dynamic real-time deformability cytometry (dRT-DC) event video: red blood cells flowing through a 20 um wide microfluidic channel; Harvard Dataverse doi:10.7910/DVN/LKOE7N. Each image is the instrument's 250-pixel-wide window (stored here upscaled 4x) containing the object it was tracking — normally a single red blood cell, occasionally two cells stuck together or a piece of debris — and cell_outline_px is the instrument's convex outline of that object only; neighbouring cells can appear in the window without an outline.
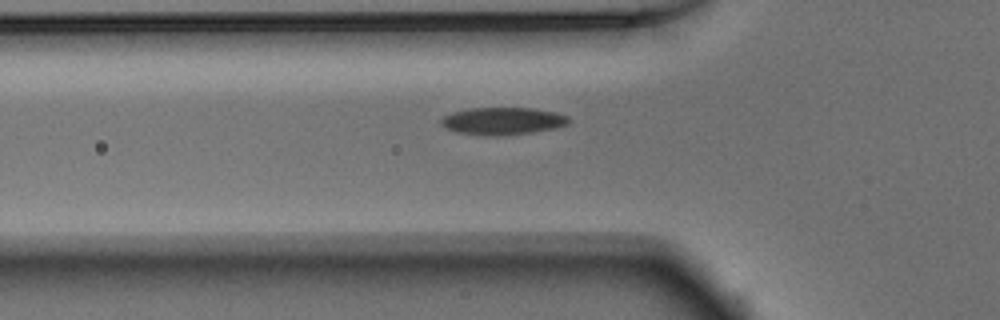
{"species": "Egyptian fruit bat (a non-hibernating species)", "species_latin": "Rousettus aegyptiacus", "temperature_condition": "warm", "stored_images_in_passage": 36, "camera_frame_rate_fps": 3000, "um_per_image_px": 0.085, "animal": {"sex": "male"}, "frame": {"image": 1, "passage_image": 4, "time_ms": 1.0, "image_size_px": [1000, 320], "cell_outline_px": [[568, 124], [556, 128], [532, 132], [496, 136], [484, 136], [456, 132], [440, 124], [440, 120], [444, 116], [452, 112], [472, 108], [532, 108], [556, 112], [568, 116]], "centroid_in_image_um": [42.72, 10.29], "position_along_channel_um": 83.1, "area_um2": 20.35}}
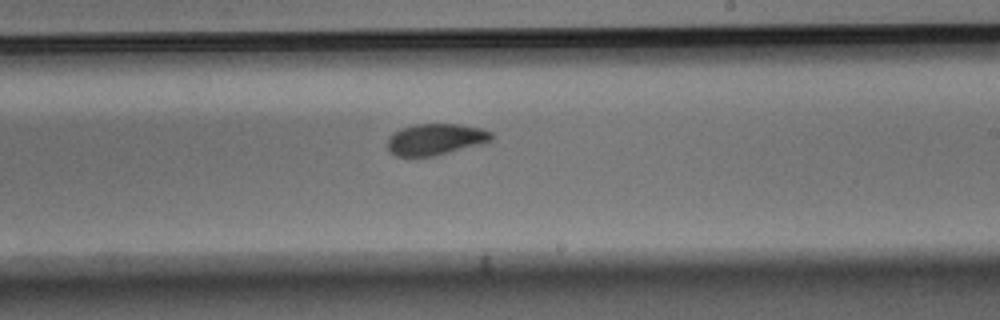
{"frame": {"image": 2, "passage_image": 17, "time_ms": 5.333, "image_size_px": [1000, 320], "cell_outline_px": [[492, 140], [484, 144], [436, 156], [396, 156], [388, 148], [388, 136], [400, 128], [416, 124], [460, 124], [480, 128], [492, 132]], "centroid_in_image_um": [37.05, 11.84], "position_along_channel_um": 252.0, "area_um2": 19.19}}
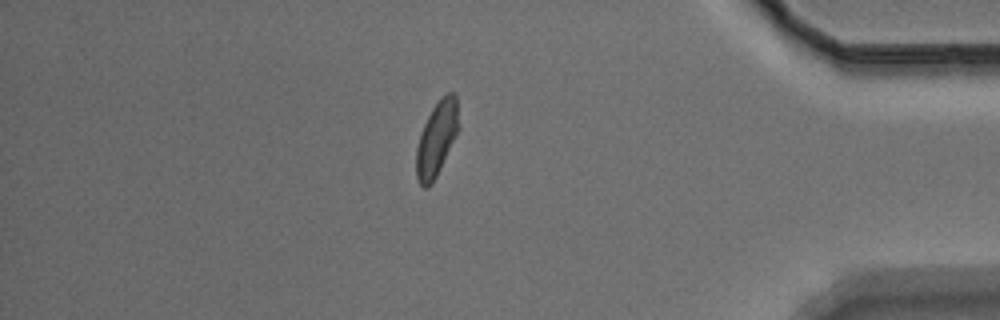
{"frame": {"image": 3, "passage_image": 31, "time_ms": 10.0, "image_size_px": [1000, 320], "cell_outline_px": [[460, 128], [432, 184], [428, 188], [424, 188], [420, 184], [416, 176], [416, 148], [420, 132], [432, 108], [448, 92], [456, 92], [460, 124]], "centroid_in_image_um": [37.13, 11.78], "position_along_channel_um": 398.1, "area_um2": 18.5}}